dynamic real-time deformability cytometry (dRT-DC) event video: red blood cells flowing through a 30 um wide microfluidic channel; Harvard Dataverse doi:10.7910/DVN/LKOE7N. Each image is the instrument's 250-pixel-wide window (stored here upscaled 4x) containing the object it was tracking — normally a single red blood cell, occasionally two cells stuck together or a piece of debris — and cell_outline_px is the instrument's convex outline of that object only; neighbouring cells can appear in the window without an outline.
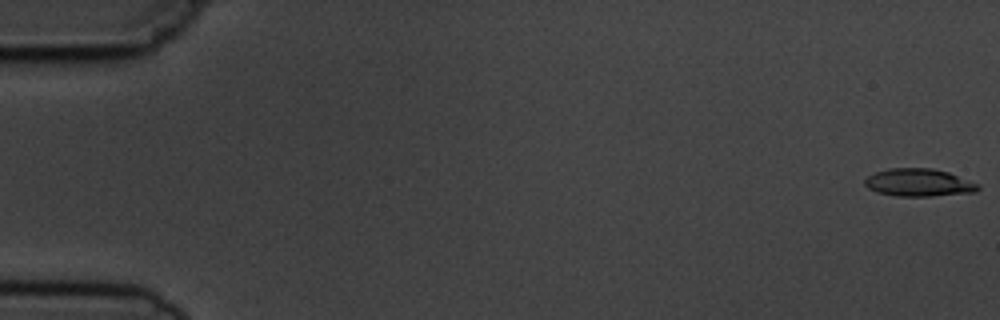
{"species": "common noctule bat (a hibernating species)", "species_latin": "Nyctalus noctula", "temperature_condition": "cold", "stored_images_in_passage": 10, "camera_frame_rate_fps": 3000, "um_per_image_px": 0.085, "animal": {"sex": "male", "body_mass_g": 19.5, "forearm_length_mm": 54.6}, "frame": {"image": 1, "passage_image": 1, "time_ms": 0.0, "image_size_px": [1000, 320], "cell_outline_px": [[980, 188], [976, 192], [932, 196], [896, 196], [876, 192], [868, 188], [864, 184], [864, 180], [868, 176], [876, 172], [888, 168], [932, 168], [948, 172], [980, 184]], "centroid_in_image_um": [78.1, 15.52], "position_along_channel_um": 6.9, "area_um2": 18.38}}
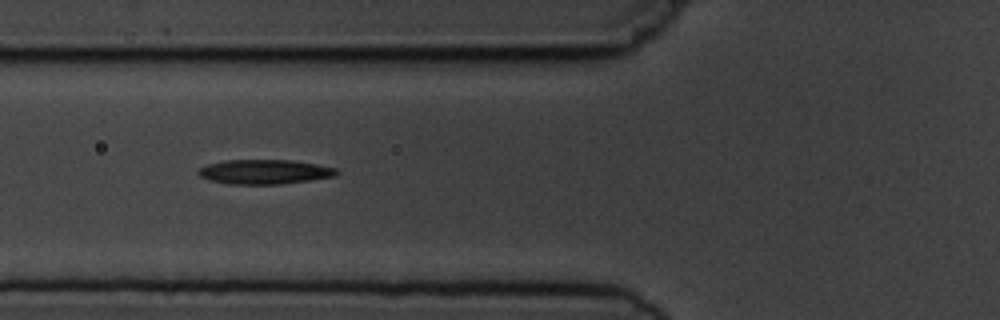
{"frame": {"image": 2, "passage_image": 6, "time_ms": 6.667, "image_size_px": [1000, 320], "cell_outline_px": [[340, 172], [336, 176], [312, 180], [280, 184], [228, 184], [212, 180], [200, 176], [196, 172], [200, 168], [208, 164], [224, 160], [292, 160], [316, 164], [336, 168]], "centroid_in_image_um": [22.52, 14.6], "position_along_channel_um": 103.3, "area_um2": 19.77}}
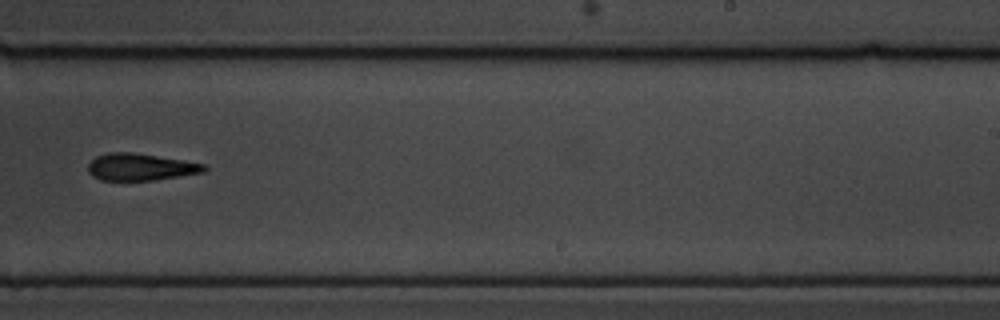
{"frame": {"image": 3, "passage_image": 10, "time_ms": 11.333, "image_size_px": [1000, 320], "cell_outline_px": [[208, 168], [204, 172], [152, 180], [100, 180], [92, 176], [88, 172], [88, 164], [96, 156], [108, 152], [132, 152], [184, 160], [204, 164]], "centroid_in_image_um": [11.91, 14.19], "position_along_channel_um": 277.1, "area_um2": 18.21}}